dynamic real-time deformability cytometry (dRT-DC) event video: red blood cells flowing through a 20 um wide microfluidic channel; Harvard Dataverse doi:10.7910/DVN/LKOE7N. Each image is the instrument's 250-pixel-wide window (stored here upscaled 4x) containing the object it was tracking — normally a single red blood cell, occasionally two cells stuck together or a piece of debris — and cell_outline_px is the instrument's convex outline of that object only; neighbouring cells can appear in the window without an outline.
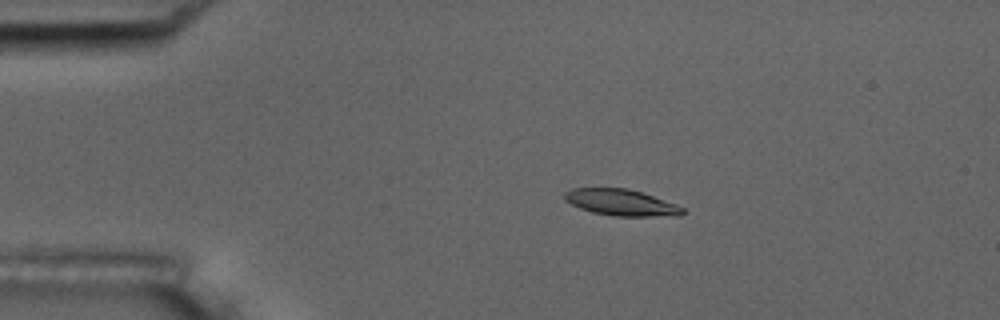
{"species": "common noctule bat (a hibernating species)", "species_latin": "Nyctalus noctula", "temperature_condition": "room temperature", "stored_images_in_passage": 53, "camera_frame_rate_fps": 3000, "um_per_image_px": 0.085, "animal": {"sex": "male", "body_mass_g": 17.5, "forearm_length_mm": 52.3}, "frame": {"image": 1, "passage_image": 8, "time_ms": 2.333, "image_size_px": [1000, 320], "cell_outline_px": [[684, 212], [680, 216], [616, 216], [592, 212], [580, 208], [564, 200], [564, 192], [572, 188], [628, 188], [676, 204], [684, 208]], "centroid_in_image_um": [52.79, 17.21], "position_along_channel_um": 32.2, "area_um2": 18.03}}
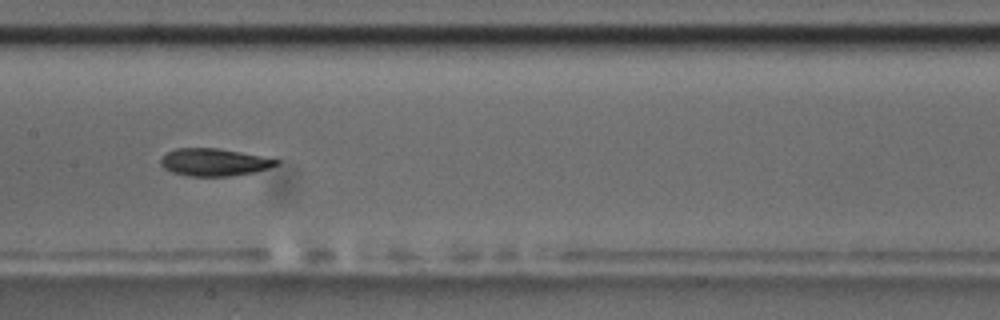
{"frame": {"image": 2, "passage_image": 25, "time_ms": 8.0, "image_size_px": [1000, 320], "cell_outline_px": [[280, 164], [256, 172], [228, 176], [188, 176], [172, 172], [164, 168], [160, 164], [160, 160], [168, 152], [176, 148], [216, 148], [240, 152], [280, 160]], "centroid_in_image_um": [18.2, 13.79], "position_along_channel_um": 189.2, "area_um2": 18.38}}
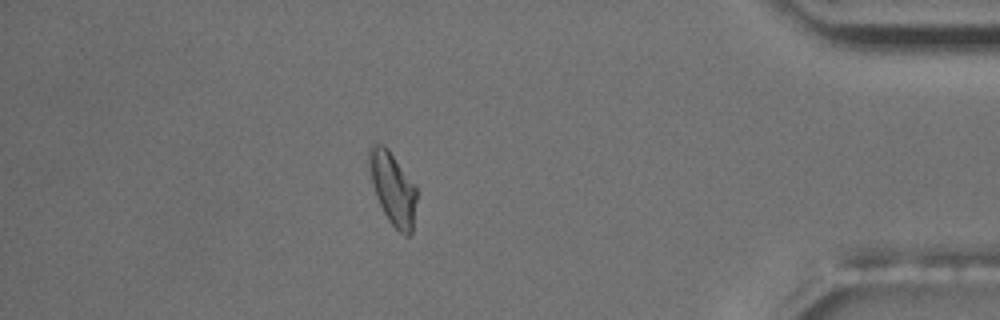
{"frame": {"image": 3, "passage_image": 46, "time_ms": 15.0, "image_size_px": [1000, 320], "cell_outline_px": [[416, 200], [412, 232], [408, 236], [404, 236], [388, 220], [376, 196], [372, 184], [368, 164], [368, 148], [372, 144], [384, 144], [388, 148], [416, 188]], "centroid_in_image_um": [33.36, 16.0], "position_along_channel_um": 401.8, "area_um2": 19.83}, "authors_computed_cell_mechanics": {"area_um2": 18.6694, "velocity_mm_per_s": 3.6122, "shape_relaxation_time_tau1_ms": 2.9973, "shape_relaxation_time_tau2_ms": 5.3725, "deformation_change_tau1": 0.1235, "deformation_change_tau2": 0.0821}}